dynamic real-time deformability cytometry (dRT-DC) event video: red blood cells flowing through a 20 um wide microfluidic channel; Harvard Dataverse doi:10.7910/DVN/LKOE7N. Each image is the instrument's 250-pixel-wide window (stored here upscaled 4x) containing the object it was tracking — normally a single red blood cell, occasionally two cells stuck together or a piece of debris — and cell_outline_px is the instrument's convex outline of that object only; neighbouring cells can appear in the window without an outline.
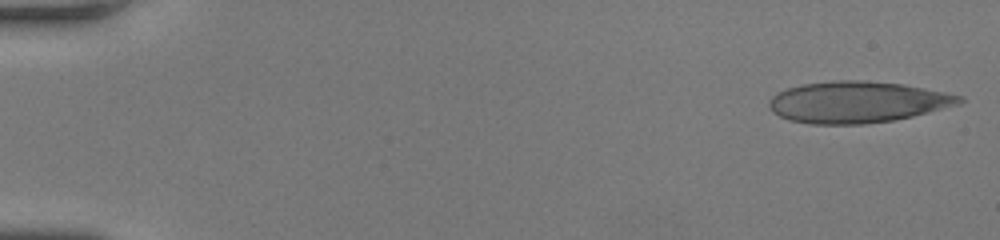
{"species": "human", "species_latin": "Homo sapiens", "temperature_condition": "room temperature", "stored_images_in_passage": 53, "camera_frame_rate_fps": 3000, "um_per_image_px": 0.085, "donor": {"sex": "female"}, "frame": {"image": 1, "passage_image": 1, "time_ms": 0.0, "image_size_px": [1000, 240], "cell_outline_px": [[964, 100], [960, 104], [912, 116], [892, 120], [864, 124], [812, 124], [788, 120], [772, 112], [768, 104], [768, 100], [776, 92], [800, 84], [832, 80], [864, 80], [904, 84], [964, 96]], "centroid_in_image_um": [72.84, 8.67], "position_along_channel_um": 12.2, "area_um2": 46.12}}
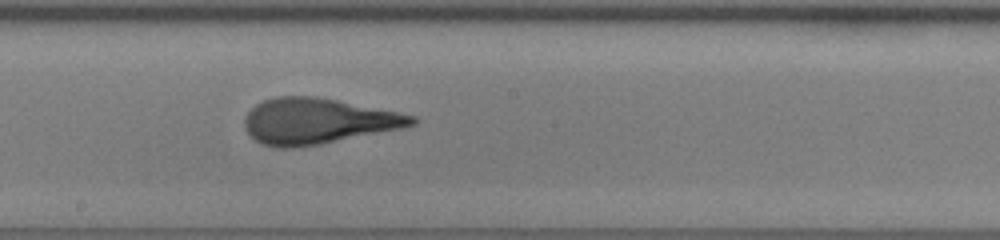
{"frame": {"image": 2, "passage_image": 30, "time_ms": 9.667, "image_size_px": [1000, 240], "cell_outline_px": [[420, 120], [416, 124], [404, 128], [320, 144], [292, 148], [276, 148], [260, 144], [244, 128], [244, 116], [256, 104], [264, 100], [276, 96], [316, 96], [416, 116]], "centroid_in_image_um": [26.99, 10.3], "position_along_channel_um": 221.2, "area_um2": 44.56}}
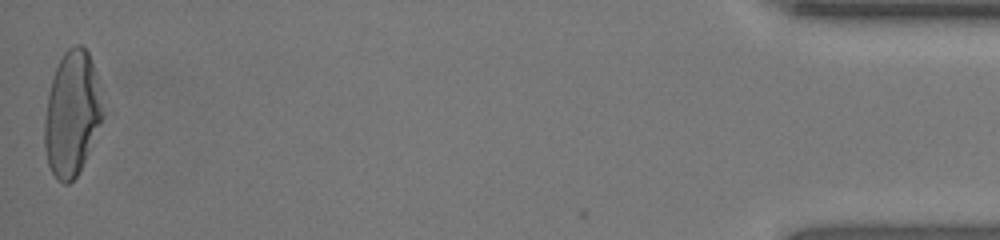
{"frame": {"image": 3, "passage_image": 53, "time_ms": 17.333, "image_size_px": [1000, 240], "cell_outline_px": [[104, 116], [80, 172], [68, 184], [64, 184], [56, 180], [48, 164], [44, 148], [44, 120], [48, 92], [56, 68], [64, 52], [68, 48], [76, 44], [80, 44], [88, 52], [92, 60], [96, 76], [104, 112]], "centroid_in_image_um": [6.11, 9.69], "position_along_channel_um": 429.1, "area_um2": 42.37}, "authors_computed_cell_mechanics": {"area_um2": 44.5638, "velocity_mm_per_s": 3.8433, "shape_relaxation_time_tau1_ms": 7.6975, "shape_relaxation_time_tau2_ms": 0.7649, "deformation_change_tau1": 0.2656, "deformation_change_tau2": 0.0889}}